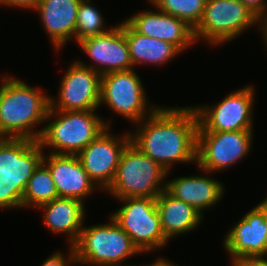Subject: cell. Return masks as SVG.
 <instances>
[{
  "instance_id": "6da1fadb",
  "label": "cell",
  "mask_w": 267,
  "mask_h": 266,
  "mask_svg": "<svg viewBox=\"0 0 267 266\" xmlns=\"http://www.w3.org/2000/svg\"><path fill=\"white\" fill-rule=\"evenodd\" d=\"M130 131L131 143L166 172L174 164H196L197 112L192 106L160 105Z\"/></svg>"
},
{
  "instance_id": "7a4b0ae2",
  "label": "cell",
  "mask_w": 267,
  "mask_h": 266,
  "mask_svg": "<svg viewBox=\"0 0 267 266\" xmlns=\"http://www.w3.org/2000/svg\"><path fill=\"white\" fill-rule=\"evenodd\" d=\"M0 80V137L38 141L50 109V95L41 87L7 74ZM37 128V129H36Z\"/></svg>"
},
{
  "instance_id": "3957f363",
  "label": "cell",
  "mask_w": 267,
  "mask_h": 266,
  "mask_svg": "<svg viewBox=\"0 0 267 266\" xmlns=\"http://www.w3.org/2000/svg\"><path fill=\"white\" fill-rule=\"evenodd\" d=\"M95 111L97 109L59 111L50 108L38 139L39 144L45 150L50 148L49 153L78 155L107 127L113 125L112 117L105 121Z\"/></svg>"
},
{
  "instance_id": "277c9868",
  "label": "cell",
  "mask_w": 267,
  "mask_h": 266,
  "mask_svg": "<svg viewBox=\"0 0 267 266\" xmlns=\"http://www.w3.org/2000/svg\"><path fill=\"white\" fill-rule=\"evenodd\" d=\"M105 224L83 226L79 239L73 245L77 265L128 266V258L142 253L132 243L130 236L112 219ZM124 262V263H123Z\"/></svg>"
},
{
  "instance_id": "5b68a950",
  "label": "cell",
  "mask_w": 267,
  "mask_h": 266,
  "mask_svg": "<svg viewBox=\"0 0 267 266\" xmlns=\"http://www.w3.org/2000/svg\"><path fill=\"white\" fill-rule=\"evenodd\" d=\"M167 172L131 142L123 150L113 182L105 191L115 199L157 198L166 187Z\"/></svg>"
},
{
  "instance_id": "8992f818",
  "label": "cell",
  "mask_w": 267,
  "mask_h": 266,
  "mask_svg": "<svg viewBox=\"0 0 267 266\" xmlns=\"http://www.w3.org/2000/svg\"><path fill=\"white\" fill-rule=\"evenodd\" d=\"M256 25L262 35V20L240 0H207L194 36L197 43L202 39L208 46L217 47L235 40Z\"/></svg>"
},
{
  "instance_id": "52a82bcc",
  "label": "cell",
  "mask_w": 267,
  "mask_h": 266,
  "mask_svg": "<svg viewBox=\"0 0 267 266\" xmlns=\"http://www.w3.org/2000/svg\"><path fill=\"white\" fill-rule=\"evenodd\" d=\"M117 200L122 202V206L110 216L130 236L138 250L147 254L164 249L169 240L161 226L156 198L126 197Z\"/></svg>"
},
{
  "instance_id": "ba28073f",
  "label": "cell",
  "mask_w": 267,
  "mask_h": 266,
  "mask_svg": "<svg viewBox=\"0 0 267 266\" xmlns=\"http://www.w3.org/2000/svg\"><path fill=\"white\" fill-rule=\"evenodd\" d=\"M142 81L135 68L102 75L99 107L105 105L133 125L142 121L159 107L148 101Z\"/></svg>"
},
{
  "instance_id": "9c48e42d",
  "label": "cell",
  "mask_w": 267,
  "mask_h": 266,
  "mask_svg": "<svg viewBox=\"0 0 267 266\" xmlns=\"http://www.w3.org/2000/svg\"><path fill=\"white\" fill-rule=\"evenodd\" d=\"M255 88L248 84L229 93L215 105L193 106L199 122L197 132L253 130Z\"/></svg>"
},
{
  "instance_id": "30bf717a",
  "label": "cell",
  "mask_w": 267,
  "mask_h": 266,
  "mask_svg": "<svg viewBox=\"0 0 267 266\" xmlns=\"http://www.w3.org/2000/svg\"><path fill=\"white\" fill-rule=\"evenodd\" d=\"M253 130L197 132L196 166L211 174L228 170L252 150Z\"/></svg>"
},
{
  "instance_id": "8fae6325",
  "label": "cell",
  "mask_w": 267,
  "mask_h": 266,
  "mask_svg": "<svg viewBox=\"0 0 267 266\" xmlns=\"http://www.w3.org/2000/svg\"><path fill=\"white\" fill-rule=\"evenodd\" d=\"M57 97L50 94V108L87 111L99 108L101 75L90 67L71 62L59 81Z\"/></svg>"
},
{
  "instance_id": "7c38bea8",
  "label": "cell",
  "mask_w": 267,
  "mask_h": 266,
  "mask_svg": "<svg viewBox=\"0 0 267 266\" xmlns=\"http://www.w3.org/2000/svg\"><path fill=\"white\" fill-rule=\"evenodd\" d=\"M107 127L77 156L99 190L106 191L115 177L123 150L131 142L130 131L124 135L112 134Z\"/></svg>"
},
{
  "instance_id": "4fadbf2b",
  "label": "cell",
  "mask_w": 267,
  "mask_h": 266,
  "mask_svg": "<svg viewBox=\"0 0 267 266\" xmlns=\"http://www.w3.org/2000/svg\"><path fill=\"white\" fill-rule=\"evenodd\" d=\"M77 45L88 58L92 59V63L88 66L87 62L76 60L101 76L114 71L133 69L125 36V21L117 23L103 34L83 39Z\"/></svg>"
},
{
  "instance_id": "5bb4252c",
  "label": "cell",
  "mask_w": 267,
  "mask_h": 266,
  "mask_svg": "<svg viewBox=\"0 0 267 266\" xmlns=\"http://www.w3.org/2000/svg\"><path fill=\"white\" fill-rule=\"evenodd\" d=\"M223 238L230 263L244 258L267 257V210L256 205Z\"/></svg>"
},
{
  "instance_id": "9a60e30c",
  "label": "cell",
  "mask_w": 267,
  "mask_h": 266,
  "mask_svg": "<svg viewBox=\"0 0 267 266\" xmlns=\"http://www.w3.org/2000/svg\"><path fill=\"white\" fill-rule=\"evenodd\" d=\"M124 21L140 35L171 43L181 53L197 43L193 27L185 20L162 12L157 8L141 10L129 18L127 17Z\"/></svg>"
},
{
  "instance_id": "2e32d148",
  "label": "cell",
  "mask_w": 267,
  "mask_h": 266,
  "mask_svg": "<svg viewBox=\"0 0 267 266\" xmlns=\"http://www.w3.org/2000/svg\"><path fill=\"white\" fill-rule=\"evenodd\" d=\"M44 152L38 141L0 137V174L14 185L26 188L34 170L42 162Z\"/></svg>"
},
{
  "instance_id": "e0dca14e",
  "label": "cell",
  "mask_w": 267,
  "mask_h": 266,
  "mask_svg": "<svg viewBox=\"0 0 267 266\" xmlns=\"http://www.w3.org/2000/svg\"><path fill=\"white\" fill-rule=\"evenodd\" d=\"M47 153H44L42 162L51 172L58 197L74 198L85 203L86 198L99 189L77 155Z\"/></svg>"
},
{
  "instance_id": "ac0fdd59",
  "label": "cell",
  "mask_w": 267,
  "mask_h": 266,
  "mask_svg": "<svg viewBox=\"0 0 267 266\" xmlns=\"http://www.w3.org/2000/svg\"><path fill=\"white\" fill-rule=\"evenodd\" d=\"M200 171L205 174L181 175L171 180L168 179L170 172H167L165 190L173 197L191 205L204 216V211L215 207L222 200L225 185L218 179L210 177L209 171L202 169Z\"/></svg>"
},
{
  "instance_id": "d6986e66",
  "label": "cell",
  "mask_w": 267,
  "mask_h": 266,
  "mask_svg": "<svg viewBox=\"0 0 267 266\" xmlns=\"http://www.w3.org/2000/svg\"><path fill=\"white\" fill-rule=\"evenodd\" d=\"M81 0H39L34 11L55 51L74 40L77 9Z\"/></svg>"
},
{
  "instance_id": "ffe728a7",
  "label": "cell",
  "mask_w": 267,
  "mask_h": 266,
  "mask_svg": "<svg viewBox=\"0 0 267 266\" xmlns=\"http://www.w3.org/2000/svg\"><path fill=\"white\" fill-rule=\"evenodd\" d=\"M43 210L42 221L51 233L66 236L68 245H74L84 226L85 204L74 198L57 197L38 207Z\"/></svg>"
},
{
  "instance_id": "44dd1931",
  "label": "cell",
  "mask_w": 267,
  "mask_h": 266,
  "mask_svg": "<svg viewBox=\"0 0 267 266\" xmlns=\"http://www.w3.org/2000/svg\"><path fill=\"white\" fill-rule=\"evenodd\" d=\"M156 205L164 235L169 241L198 229L197 227L204 223V216L200 212L166 190L156 198Z\"/></svg>"
},
{
  "instance_id": "7402d4cb",
  "label": "cell",
  "mask_w": 267,
  "mask_h": 266,
  "mask_svg": "<svg viewBox=\"0 0 267 266\" xmlns=\"http://www.w3.org/2000/svg\"><path fill=\"white\" fill-rule=\"evenodd\" d=\"M125 36L133 68L136 66H162L181 52L171 43L154 37L140 35L125 22Z\"/></svg>"
},
{
  "instance_id": "603a6c76",
  "label": "cell",
  "mask_w": 267,
  "mask_h": 266,
  "mask_svg": "<svg viewBox=\"0 0 267 266\" xmlns=\"http://www.w3.org/2000/svg\"><path fill=\"white\" fill-rule=\"evenodd\" d=\"M58 197L57 188L48 167L41 162L25 188L22 208H37Z\"/></svg>"
},
{
  "instance_id": "cb8c5ba5",
  "label": "cell",
  "mask_w": 267,
  "mask_h": 266,
  "mask_svg": "<svg viewBox=\"0 0 267 266\" xmlns=\"http://www.w3.org/2000/svg\"><path fill=\"white\" fill-rule=\"evenodd\" d=\"M92 0H81L77 9L76 29L74 42L97 36L109 31L113 26H107L99 8L95 7Z\"/></svg>"
},
{
  "instance_id": "d4e9b609",
  "label": "cell",
  "mask_w": 267,
  "mask_h": 266,
  "mask_svg": "<svg viewBox=\"0 0 267 266\" xmlns=\"http://www.w3.org/2000/svg\"><path fill=\"white\" fill-rule=\"evenodd\" d=\"M207 0H148L153 8L185 20L195 28L202 19Z\"/></svg>"
},
{
  "instance_id": "484cf974",
  "label": "cell",
  "mask_w": 267,
  "mask_h": 266,
  "mask_svg": "<svg viewBox=\"0 0 267 266\" xmlns=\"http://www.w3.org/2000/svg\"><path fill=\"white\" fill-rule=\"evenodd\" d=\"M25 188L14 183L0 174V210L22 208Z\"/></svg>"
},
{
  "instance_id": "4316f807",
  "label": "cell",
  "mask_w": 267,
  "mask_h": 266,
  "mask_svg": "<svg viewBox=\"0 0 267 266\" xmlns=\"http://www.w3.org/2000/svg\"><path fill=\"white\" fill-rule=\"evenodd\" d=\"M69 253L61 250L54 251L40 266H73L77 265L76 252L73 245H68ZM67 256V257H66Z\"/></svg>"
},
{
  "instance_id": "83f0119b",
  "label": "cell",
  "mask_w": 267,
  "mask_h": 266,
  "mask_svg": "<svg viewBox=\"0 0 267 266\" xmlns=\"http://www.w3.org/2000/svg\"><path fill=\"white\" fill-rule=\"evenodd\" d=\"M262 21L267 17V0H240Z\"/></svg>"
},
{
  "instance_id": "f1b7e54d",
  "label": "cell",
  "mask_w": 267,
  "mask_h": 266,
  "mask_svg": "<svg viewBox=\"0 0 267 266\" xmlns=\"http://www.w3.org/2000/svg\"><path fill=\"white\" fill-rule=\"evenodd\" d=\"M39 0H1L0 7L17 8L32 11L37 6Z\"/></svg>"
},
{
  "instance_id": "f546056e",
  "label": "cell",
  "mask_w": 267,
  "mask_h": 266,
  "mask_svg": "<svg viewBox=\"0 0 267 266\" xmlns=\"http://www.w3.org/2000/svg\"><path fill=\"white\" fill-rule=\"evenodd\" d=\"M230 266H267V257L238 259L230 263Z\"/></svg>"
},
{
  "instance_id": "4dcf8cb0",
  "label": "cell",
  "mask_w": 267,
  "mask_h": 266,
  "mask_svg": "<svg viewBox=\"0 0 267 266\" xmlns=\"http://www.w3.org/2000/svg\"><path fill=\"white\" fill-rule=\"evenodd\" d=\"M154 261L155 262H152L151 264L149 263L147 265L146 264H144V265L141 264V266H178L177 264L169 261V259H165L164 256L161 257V258L159 257Z\"/></svg>"
},
{
  "instance_id": "1f68e13d",
  "label": "cell",
  "mask_w": 267,
  "mask_h": 266,
  "mask_svg": "<svg viewBox=\"0 0 267 266\" xmlns=\"http://www.w3.org/2000/svg\"><path fill=\"white\" fill-rule=\"evenodd\" d=\"M261 39L263 41V44L265 45L264 47L266 48L265 50L267 51V17L262 21V35Z\"/></svg>"
},
{
  "instance_id": "d6a6232c",
  "label": "cell",
  "mask_w": 267,
  "mask_h": 266,
  "mask_svg": "<svg viewBox=\"0 0 267 266\" xmlns=\"http://www.w3.org/2000/svg\"><path fill=\"white\" fill-rule=\"evenodd\" d=\"M258 206H260L261 208L267 210V196L261 202L258 203Z\"/></svg>"
}]
</instances>
